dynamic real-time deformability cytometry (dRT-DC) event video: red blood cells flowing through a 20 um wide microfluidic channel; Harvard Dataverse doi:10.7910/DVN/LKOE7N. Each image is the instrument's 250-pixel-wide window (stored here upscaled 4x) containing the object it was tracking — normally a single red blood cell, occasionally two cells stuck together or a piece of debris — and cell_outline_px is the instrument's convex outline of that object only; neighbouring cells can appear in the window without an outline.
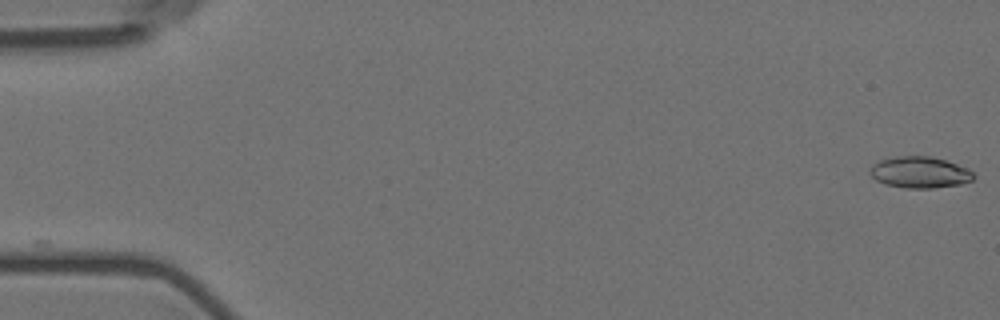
{"species": "Egyptian fruit bat (a non-hibernating species)", "species_latin": "Rousettus aegyptiacus", "temperature_condition": "room temperature", "stored_images_in_passage": 6, "camera_frame_rate_fps": 3000, "um_per_image_px": 0.085, "animal": {"sex": "female"}, "frame": {"image": 1, "passage_image": 1, "time_ms": 0.0, "image_size_px": [1000, 320], "cell_outline_px": [[976, 176], [972, 180], [960, 184], [932, 188], [904, 188], [884, 184], [876, 180], [868, 172], [872, 164], [880, 160], [896, 156], [932, 156], [968, 168]], "centroid_in_image_um": [78.16, 14.65], "position_along_channel_um": 6.8, "area_um2": 19.02}}
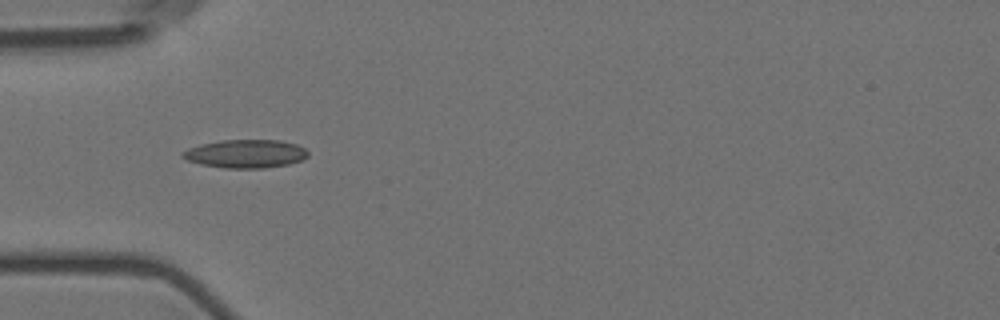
{"frame": {"image": 2, "passage_image": 5, "time_ms": 1.333, "image_size_px": [1000, 320], "cell_outline_px": [[308, 156], [300, 160], [288, 164], [264, 168], [224, 168], [200, 164], [188, 160], [180, 156], [180, 152], [188, 148], [200, 144], [224, 140], [280, 140], [296, 144], [304, 148], [308, 152]], "centroid_in_image_um": [20.84, 13.07], "position_along_channel_um": 64.2, "area_um2": 20.69}}
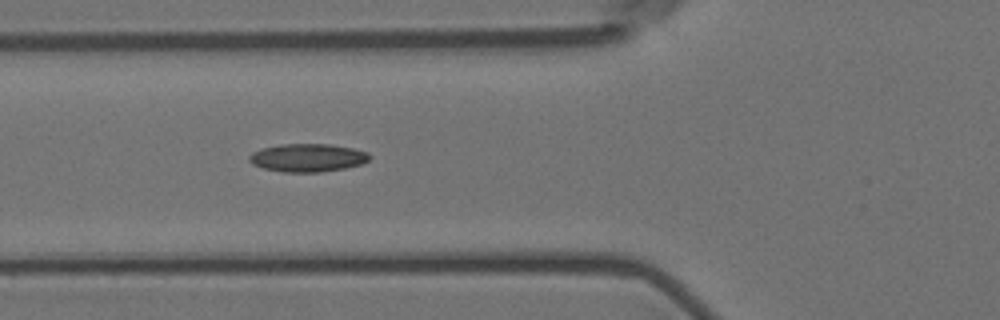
{"frame": {"image": 3, "passage_image": 6, "time_ms": 1.667, "image_size_px": [1000, 320], "cell_outline_px": [[372, 156], [368, 160], [360, 164], [344, 168], [320, 172], [284, 172], [264, 168], [252, 164], [248, 160], [248, 156], [252, 152], [264, 148], [280, 144], [328, 144], [352, 148], [368, 152]], "centroid_in_image_um": [26.14, 13.4], "position_along_channel_um": 99.7, "area_um2": 19.59}}